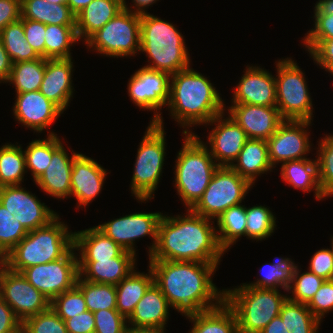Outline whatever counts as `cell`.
I'll return each mask as SVG.
<instances>
[{
  "mask_svg": "<svg viewBox=\"0 0 333 333\" xmlns=\"http://www.w3.org/2000/svg\"><path fill=\"white\" fill-rule=\"evenodd\" d=\"M218 265L220 263L149 260L154 283L170 307L182 316L215 308L224 301L225 290L218 289L212 280Z\"/></svg>",
  "mask_w": 333,
  "mask_h": 333,
  "instance_id": "obj_1",
  "label": "cell"
},
{
  "mask_svg": "<svg viewBox=\"0 0 333 333\" xmlns=\"http://www.w3.org/2000/svg\"><path fill=\"white\" fill-rule=\"evenodd\" d=\"M186 212L176 216L162 215L157 243L148 259L220 263L225 251L218 242L215 220L190 209Z\"/></svg>",
  "mask_w": 333,
  "mask_h": 333,
  "instance_id": "obj_2",
  "label": "cell"
},
{
  "mask_svg": "<svg viewBox=\"0 0 333 333\" xmlns=\"http://www.w3.org/2000/svg\"><path fill=\"white\" fill-rule=\"evenodd\" d=\"M220 95L208 77L192 67L171 75L167 107L174 121L185 128L183 136L195 134L190 128L205 125L225 111Z\"/></svg>",
  "mask_w": 333,
  "mask_h": 333,
  "instance_id": "obj_3",
  "label": "cell"
},
{
  "mask_svg": "<svg viewBox=\"0 0 333 333\" xmlns=\"http://www.w3.org/2000/svg\"><path fill=\"white\" fill-rule=\"evenodd\" d=\"M140 52L149 62L144 68L170 75L191 65L183 34L171 22L149 12L140 15Z\"/></svg>",
  "mask_w": 333,
  "mask_h": 333,
  "instance_id": "obj_4",
  "label": "cell"
},
{
  "mask_svg": "<svg viewBox=\"0 0 333 333\" xmlns=\"http://www.w3.org/2000/svg\"><path fill=\"white\" fill-rule=\"evenodd\" d=\"M58 215L46 226L28 234L2 259L9 269L22 272L27 267L62 258L74 246V232Z\"/></svg>",
  "mask_w": 333,
  "mask_h": 333,
  "instance_id": "obj_5",
  "label": "cell"
},
{
  "mask_svg": "<svg viewBox=\"0 0 333 333\" xmlns=\"http://www.w3.org/2000/svg\"><path fill=\"white\" fill-rule=\"evenodd\" d=\"M182 148L175 159L174 187L187 209L202 197L219 167L197 134H184Z\"/></svg>",
  "mask_w": 333,
  "mask_h": 333,
  "instance_id": "obj_6",
  "label": "cell"
},
{
  "mask_svg": "<svg viewBox=\"0 0 333 333\" xmlns=\"http://www.w3.org/2000/svg\"><path fill=\"white\" fill-rule=\"evenodd\" d=\"M225 290V302L233 309L239 333H260L268 323L280 314L281 306L288 298L278 289L245 286Z\"/></svg>",
  "mask_w": 333,
  "mask_h": 333,
  "instance_id": "obj_7",
  "label": "cell"
},
{
  "mask_svg": "<svg viewBox=\"0 0 333 333\" xmlns=\"http://www.w3.org/2000/svg\"><path fill=\"white\" fill-rule=\"evenodd\" d=\"M146 129L138 145L130 184L131 194L141 203L155 198L167 147L164 127L150 123Z\"/></svg>",
  "mask_w": 333,
  "mask_h": 333,
  "instance_id": "obj_8",
  "label": "cell"
},
{
  "mask_svg": "<svg viewBox=\"0 0 333 333\" xmlns=\"http://www.w3.org/2000/svg\"><path fill=\"white\" fill-rule=\"evenodd\" d=\"M276 64V107L284 120L313 122V104L305 73L292 58L278 59Z\"/></svg>",
  "mask_w": 333,
  "mask_h": 333,
  "instance_id": "obj_9",
  "label": "cell"
},
{
  "mask_svg": "<svg viewBox=\"0 0 333 333\" xmlns=\"http://www.w3.org/2000/svg\"><path fill=\"white\" fill-rule=\"evenodd\" d=\"M84 44L107 57L136 56L140 53V14L123 8Z\"/></svg>",
  "mask_w": 333,
  "mask_h": 333,
  "instance_id": "obj_10",
  "label": "cell"
},
{
  "mask_svg": "<svg viewBox=\"0 0 333 333\" xmlns=\"http://www.w3.org/2000/svg\"><path fill=\"white\" fill-rule=\"evenodd\" d=\"M254 187L228 166H219L202 197L190 209L193 213L215 220L231 206L241 204Z\"/></svg>",
  "mask_w": 333,
  "mask_h": 333,
  "instance_id": "obj_11",
  "label": "cell"
},
{
  "mask_svg": "<svg viewBox=\"0 0 333 333\" xmlns=\"http://www.w3.org/2000/svg\"><path fill=\"white\" fill-rule=\"evenodd\" d=\"M171 75L163 71L140 68L134 72L127 84V92L131 101L140 109L154 111L149 123L164 127L162 107L167 106L170 99Z\"/></svg>",
  "mask_w": 333,
  "mask_h": 333,
  "instance_id": "obj_12",
  "label": "cell"
},
{
  "mask_svg": "<svg viewBox=\"0 0 333 333\" xmlns=\"http://www.w3.org/2000/svg\"><path fill=\"white\" fill-rule=\"evenodd\" d=\"M74 246L60 259L27 267L21 273L50 301L76 285L79 276Z\"/></svg>",
  "mask_w": 333,
  "mask_h": 333,
  "instance_id": "obj_13",
  "label": "cell"
},
{
  "mask_svg": "<svg viewBox=\"0 0 333 333\" xmlns=\"http://www.w3.org/2000/svg\"><path fill=\"white\" fill-rule=\"evenodd\" d=\"M0 298L23 323L27 318L46 311L51 301L37 290L21 272L6 267L0 260Z\"/></svg>",
  "mask_w": 333,
  "mask_h": 333,
  "instance_id": "obj_14",
  "label": "cell"
},
{
  "mask_svg": "<svg viewBox=\"0 0 333 333\" xmlns=\"http://www.w3.org/2000/svg\"><path fill=\"white\" fill-rule=\"evenodd\" d=\"M162 215L161 212L130 213L96 227L123 249L135 255L137 254L134 247L135 240L145 236L151 237L153 242L148 247V256H150L157 243L158 224Z\"/></svg>",
  "mask_w": 333,
  "mask_h": 333,
  "instance_id": "obj_15",
  "label": "cell"
},
{
  "mask_svg": "<svg viewBox=\"0 0 333 333\" xmlns=\"http://www.w3.org/2000/svg\"><path fill=\"white\" fill-rule=\"evenodd\" d=\"M308 120H284L276 132L267 140L269 159L274 167L278 163L305 159L310 154L311 141Z\"/></svg>",
  "mask_w": 333,
  "mask_h": 333,
  "instance_id": "obj_16",
  "label": "cell"
},
{
  "mask_svg": "<svg viewBox=\"0 0 333 333\" xmlns=\"http://www.w3.org/2000/svg\"><path fill=\"white\" fill-rule=\"evenodd\" d=\"M0 203L27 231L46 226L59 215L21 185L0 187Z\"/></svg>",
  "mask_w": 333,
  "mask_h": 333,
  "instance_id": "obj_17",
  "label": "cell"
},
{
  "mask_svg": "<svg viewBox=\"0 0 333 333\" xmlns=\"http://www.w3.org/2000/svg\"><path fill=\"white\" fill-rule=\"evenodd\" d=\"M228 115L227 117H225ZM215 126L208 133L206 145L218 166L230 167L248 140L245 131L229 115L223 112L204 126ZM209 144V146H208Z\"/></svg>",
  "mask_w": 333,
  "mask_h": 333,
  "instance_id": "obj_18",
  "label": "cell"
},
{
  "mask_svg": "<svg viewBox=\"0 0 333 333\" xmlns=\"http://www.w3.org/2000/svg\"><path fill=\"white\" fill-rule=\"evenodd\" d=\"M15 97L12 106L15 120L36 133H42L46 128L48 130L63 114V111L39 90L16 93Z\"/></svg>",
  "mask_w": 333,
  "mask_h": 333,
  "instance_id": "obj_19",
  "label": "cell"
},
{
  "mask_svg": "<svg viewBox=\"0 0 333 333\" xmlns=\"http://www.w3.org/2000/svg\"><path fill=\"white\" fill-rule=\"evenodd\" d=\"M244 74L233 88L231 104L276 106L275 75L260 66H246Z\"/></svg>",
  "mask_w": 333,
  "mask_h": 333,
  "instance_id": "obj_20",
  "label": "cell"
},
{
  "mask_svg": "<svg viewBox=\"0 0 333 333\" xmlns=\"http://www.w3.org/2000/svg\"><path fill=\"white\" fill-rule=\"evenodd\" d=\"M225 112L245 131L248 139L268 140L284 121L276 106L231 104Z\"/></svg>",
  "mask_w": 333,
  "mask_h": 333,
  "instance_id": "obj_21",
  "label": "cell"
},
{
  "mask_svg": "<svg viewBox=\"0 0 333 333\" xmlns=\"http://www.w3.org/2000/svg\"><path fill=\"white\" fill-rule=\"evenodd\" d=\"M107 170L97 161L82 153L73 160L70 197H75L77 207L88 206L99 195L106 180Z\"/></svg>",
  "mask_w": 333,
  "mask_h": 333,
  "instance_id": "obj_22",
  "label": "cell"
},
{
  "mask_svg": "<svg viewBox=\"0 0 333 333\" xmlns=\"http://www.w3.org/2000/svg\"><path fill=\"white\" fill-rule=\"evenodd\" d=\"M72 58L46 59L45 72L39 91L63 112L66 111L74 94Z\"/></svg>",
  "mask_w": 333,
  "mask_h": 333,
  "instance_id": "obj_23",
  "label": "cell"
},
{
  "mask_svg": "<svg viewBox=\"0 0 333 333\" xmlns=\"http://www.w3.org/2000/svg\"><path fill=\"white\" fill-rule=\"evenodd\" d=\"M136 257L125 250L109 260H78L79 277L93 283L117 285L136 268Z\"/></svg>",
  "mask_w": 333,
  "mask_h": 333,
  "instance_id": "obj_24",
  "label": "cell"
},
{
  "mask_svg": "<svg viewBox=\"0 0 333 333\" xmlns=\"http://www.w3.org/2000/svg\"><path fill=\"white\" fill-rule=\"evenodd\" d=\"M69 156L64 143L53 153L49 166L43 174L34 182L46 194L56 199L70 198L71 172L74 158L79 154L71 150Z\"/></svg>",
  "mask_w": 333,
  "mask_h": 333,
  "instance_id": "obj_25",
  "label": "cell"
},
{
  "mask_svg": "<svg viewBox=\"0 0 333 333\" xmlns=\"http://www.w3.org/2000/svg\"><path fill=\"white\" fill-rule=\"evenodd\" d=\"M170 305L160 288L153 283L127 319L128 327L166 329ZM131 325V326H130Z\"/></svg>",
  "mask_w": 333,
  "mask_h": 333,
  "instance_id": "obj_26",
  "label": "cell"
},
{
  "mask_svg": "<svg viewBox=\"0 0 333 333\" xmlns=\"http://www.w3.org/2000/svg\"><path fill=\"white\" fill-rule=\"evenodd\" d=\"M230 167L252 186L255 185L258 176L274 169L269 159L267 140L248 139Z\"/></svg>",
  "mask_w": 333,
  "mask_h": 333,
  "instance_id": "obj_27",
  "label": "cell"
},
{
  "mask_svg": "<svg viewBox=\"0 0 333 333\" xmlns=\"http://www.w3.org/2000/svg\"><path fill=\"white\" fill-rule=\"evenodd\" d=\"M74 248L79 253L78 260H109L119 257L125 251L96 226L75 231Z\"/></svg>",
  "mask_w": 333,
  "mask_h": 333,
  "instance_id": "obj_28",
  "label": "cell"
},
{
  "mask_svg": "<svg viewBox=\"0 0 333 333\" xmlns=\"http://www.w3.org/2000/svg\"><path fill=\"white\" fill-rule=\"evenodd\" d=\"M123 9V0H93L76 15V34L83 43Z\"/></svg>",
  "mask_w": 333,
  "mask_h": 333,
  "instance_id": "obj_29",
  "label": "cell"
},
{
  "mask_svg": "<svg viewBox=\"0 0 333 333\" xmlns=\"http://www.w3.org/2000/svg\"><path fill=\"white\" fill-rule=\"evenodd\" d=\"M280 175L283 181L294 189L302 190L304 193L314 191V197L319 200L326 199L318 179L317 159H297L281 164Z\"/></svg>",
  "mask_w": 333,
  "mask_h": 333,
  "instance_id": "obj_30",
  "label": "cell"
},
{
  "mask_svg": "<svg viewBox=\"0 0 333 333\" xmlns=\"http://www.w3.org/2000/svg\"><path fill=\"white\" fill-rule=\"evenodd\" d=\"M185 317L193 323L189 333H239L236 315L225 300L215 308Z\"/></svg>",
  "mask_w": 333,
  "mask_h": 333,
  "instance_id": "obj_31",
  "label": "cell"
},
{
  "mask_svg": "<svg viewBox=\"0 0 333 333\" xmlns=\"http://www.w3.org/2000/svg\"><path fill=\"white\" fill-rule=\"evenodd\" d=\"M148 274L137 272L135 268L125 279L116 285V306L126 319L130 317L135 306L154 283L152 269L148 266Z\"/></svg>",
  "mask_w": 333,
  "mask_h": 333,
  "instance_id": "obj_32",
  "label": "cell"
},
{
  "mask_svg": "<svg viewBox=\"0 0 333 333\" xmlns=\"http://www.w3.org/2000/svg\"><path fill=\"white\" fill-rule=\"evenodd\" d=\"M21 18L45 25H76V15L68 5L45 0H21Z\"/></svg>",
  "mask_w": 333,
  "mask_h": 333,
  "instance_id": "obj_33",
  "label": "cell"
},
{
  "mask_svg": "<svg viewBox=\"0 0 333 333\" xmlns=\"http://www.w3.org/2000/svg\"><path fill=\"white\" fill-rule=\"evenodd\" d=\"M215 221L218 242L225 252L236 244L239 238L246 236V207L242 203L231 206Z\"/></svg>",
  "mask_w": 333,
  "mask_h": 333,
  "instance_id": "obj_34",
  "label": "cell"
},
{
  "mask_svg": "<svg viewBox=\"0 0 333 333\" xmlns=\"http://www.w3.org/2000/svg\"><path fill=\"white\" fill-rule=\"evenodd\" d=\"M47 138L32 140L24 150L27 172L30 170L35 182L49 166L52 153L62 144L55 132L47 133Z\"/></svg>",
  "mask_w": 333,
  "mask_h": 333,
  "instance_id": "obj_35",
  "label": "cell"
},
{
  "mask_svg": "<svg viewBox=\"0 0 333 333\" xmlns=\"http://www.w3.org/2000/svg\"><path fill=\"white\" fill-rule=\"evenodd\" d=\"M27 173L24 150L18 143L0 147V187L21 185Z\"/></svg>",
  "mask_w": 333,
  "mask_h": 333,
  "instance_id": "obj_36",
  "label": "cell"
},
{
  "mask_svg": "<svg viewBox=\"0 0 333 333\" xmlns=\"http://www.w3.org/2000/svg\"><path fill=\"white\" fill-rule=\"evenodd\" d=\"M45 64L46 59L43 57L14 63L9 79L5 83L12 84L16 93L37 91L43 80Z\"/></svg>",
  "mask_w": 333,
  "mask_h": 333,
  "instance_id": "obj_37",
  "label": "cell"
},
{
  "mask_svg": "<svg viewBox=\"0 0 333 333\" xmlns=\"http://www.w3.org/2000/svg\"><path fill=\"white\" fill-rule=\"evenodd\" d=\"M273 263H266L259 269L260 278L251 283H243L245 286H253L258 288H269L284 290L291 284L292 271L295 266L291 258L276 257Z\"/></svg>",
  "mask_w": 333,
  "mask_h": 333,
  "instance_id": "obj_38",
  "label": "cell"
},
{
  "mask_svg": "<svg viewBox=\"0 0 333 333\" xmlns=\"http://www.w3.org/2000/svg\"><path fill=\"white\" fill-rule=\"evenodd\" d=\"M76 25H46L45 59H68L71 46L78 43Z\"/></svg>",
  "mask_w": 333,
  "mask_h": 333,
  "instance_id": "obj_39",
  "label": "cell"
},
{
  "mask_svg": "<svg viewBox=\"0 0 333 333\" xmlns=\"http://www.w3.org/2000/svg\"><path fill=\"white\" fill-rule=\"evenodd\" d=\"M0 37L12 64L40 58L25 39L23 18L11 22L3 28Z\"/></svg>",
  "mask_w": 333,
  "mask_h": 333,
  "instance_id": "obj_40",
  "label": "cell"
},
{
  "mask_svg": "<svg viewBox=\"0 0 333 333\" xmlns=\"http://www.w3.org/2000/svg\"><path fill=\"white\" fill-rule=\"evenodd\" d=\"M279 315L290 333H318L322 323L311 313L307 304L288 298L282 304Z\"/></svg>",
  "mask_w": 333,
  "mask_h": 333,
  "instance_id": "obj_41",
  "label": "cell"
},
{
  "mask_svg": "<svg viewBox=\"0 0 333 333\" xmlns=\"http://www.w3.org/2000/svg\"><path fill=\"white\" fill-rule=\"evenodd\" d=\"M76 286L82 291L87 309L92 313L101 309H117L116 285L93 283L78 276Z\"/></svg>",
  "mask_w": 333,
  "mask_h": 333,
  "instance_id": "obj_42",
  "label": "cell"
},
{
  "mask_svg": "<svg viewBox=\"0 0 333 333\" xmlns=\"http://www.w3.org/2000/svg\"><path fill=\"white\" fill-rule=\"evenodd\" d=\"M265 205L246 207V238L262 241L272 236L276 228V217Z\"/></svg>",
  "mask_w": 333,
  "mask_h": 333,
  "instance_id": "obj_43",
  "label": "cell"
},
{
  "mask_svg": "<svg viewBox=\"0 0 333 333\" xmlns=\"http://www.w3.org/2000/svg\"><path fill=\"white\" fill-rule=\"evenodd\" d=\"M299 266L295 264L292 271L291 284L287 289L288 299L294 302L308 304L318 291L324 279L315 273L304 271L301 273ZM292 293V295H290Z\"/></svg>",
  "mask_w": 333,
  "mask_h": 333,
  "instance_id": "obj_44",
  "label": "cell"
},
{
  "mask_svg": "<svg viewBox=\"0 0 333 333\" xmlns=\"http://www.w3.org/2000/svg\"><path fill=\"white\" fill-rule=\"evenodd\" d=\"M317 150L319 185L326 197H333V134L319 139Z\"/></svg>",
  "mask_w": 333,
  "mask_h": 333,
  "instance_id": "obj_45",
  "label": "cell"
},
{
  "mask_svg": "<svg viewBox=\"0 0 333 333\" xmlns=\"http://www.w3.org/2000/svg\"><path fill=\"white\" fill-rule=\"evenodd\" d=\"M27 234L25 227L0 203V260Z\"/></svg>",
  "mask_w": 333,
  "mask_h": 333,
  "instance_id": "obj_46",
  "label": "cell"
},
{
  "mask_svg": "<svg viewBox=\"0 0 333 333\" xmlns=\"http://www.w3.org/2000/svg\"><path fill=\"white\" fill-rule=\"evenodd\" d=\"M314 28L307 31L302 40H326L333 38V6L327 0H318L314 6Z\"/></svg>",
  "mask_w": 333,
  "mask_h": 333,
  "instance_id": "obj_47",
  "label": "cell"
},
{
  "mask_svg": "<svg viewBox=\"0 0 333 333\" xmlns=\"http://www.w3.org/2000/svg\"><path fill=\"white\" fill-rule=\"evenodd\" d=\"M23 333H68L65 321L61 319L51 306L22 323Z\"/></svg>",
  "mask_w": 333,
  "mask_h": 333,
  "instance_id": "obj_48",
  "label": "cell"
},
{
  "mask_svg": "<svg viewBox=\"0 0 333 333\" xmlns=\"http://www.w3.org/2000/svg\"><path fill=\"white\" fill-rule=\"evenodd\" d=\"M50 306L64 321L88 310L83 293L76 285L56 296Z\"/></svg>",
  "mask_w": 333,
  "mask_h": 333,
  "instance_id": "obj_49",
  "label": "cell"
},
{
  "mask_svg": "<svg viewBox=\"0 0 333 333\" xmlns=\"http://www.w3.org/2000/svg\"><path fill=\"white\" fill-rule=\"evenodd\" d=\"M94 333H127V319L117 309H101L93 313Z\"/></svg>",
  "mask_w": 333,
  "mask_h": 333,
  "instance_id": "obj_50",
  "label": "cell"
},
{
  "mask_svg": "<svg viewBox=\"0 0 333 333\" xmlns=\"http://www.w3.org/2000/svg\"><path fill=\"white\" fill-rule=\"evenodd\" d=\"M314 63L330 74L333 72V38L326 40H303Z\"/></svg>",
  "mask_w": 333,
  "mask_h": 333,
  "instance_id": "obj_51",
  "label": "cell"
},
{
  "mask_svg": "<svg viewBox=\"0 0 333 333\" xmlns=\"http://www.w3.org/2000/svg\"><path fill=\"white\" fill-rule=\"evenodd\" d=\"M307 307L321 322L324 316L333 310V282L324 280Z\"/></svg>",
  "mask_w": 333,
  "mask_h": 333,
  "instance_id": "obj_52",
  "label": "cell"
},
{
  "mask_svg": "<svg viewBox=\"0 0 333 333\" xmlns=\"http://www.w3.org/2000/svg\"><path fill=\"white\" fill-rule=\"evenodd\" d=\"M331 249L322 248L317 250L311 257L308 269L324 280H329L333 269V236L331 235Z\"/></svg>",
  "mask_w": 333,
  "mask_h": 333,
  "instance_id": "obj_53",
  "label": "cell"
},
{
  "mask_svg": "<svg viewBox=\"0 0 333 333\" xmlns=\"http://www.w3.org/2000/svg\"><path fill=\"white\" fill-rule=\"evenodd\" d=\"M23 27L26 41L40 57L45 58L46 25L41 22L23 18Z\"/></svg>",
  "mask_w": 333,
  "mask_h": 333,
  "instance_id": "obj_54",
  "label": "cell"
},
{
  "mask_svg": "<svg viewBox=\"0 0 333 333\" xmlns=\"http://www.w3.org/2000/svg\"><path fill=\"white\" fill-rule=\"evenodd\" d=\"M68 333H94L95 319L94 314L87 310L65 320Z\"/></svg>",
  "mask_w": 333,
  "mask_h": 333,
  "instance_id": "obj_55",
  "label": "cell"
},
{
  "mask_svg": "<svg viewBox=\"0 0 333 333\" xmlns=\"http://www.w3.org/2000/svg\"><path fill=\"white\" fill-rule=\"evenodd\" d=\"M22 322L12 308L0 298V333H20Z\"/></svg>",
  "mask_w": 333,
  "mask_h": 333,
  "instance_id": "obj_56",
  "label": "cell"
},
{
  "mask_svg": "<svg viewBox=\"0 0 333 333\" xmlns=\"http://www.w3.org/2000/svg\"><path fill=\"white\" fill-rule=\"evenodd\" d=\"M21 18V0H0V32Z\"/></svg>",
  "mask_w": 333,
  "mask_h": 333,
  "instance_id": "obj_57",
  "label": "cell"
},
{
  "mask_svg": "<svg viewBox=\"0 0 333 333\" xmlns=\"http://www.w3.org/2000/svg\"><path fill=\"white\" fill-rule=\"evenodd\" d=\"M12 61L10 60L0 37V84L5 83L11 74Z\"/></svg>",
  "mask_w": 333,
  "mask_h": 333,
  "instance_id": "obj_58",
  "label": "cell"
},
{
  "mask_svg": "<svg viewBox=\"0 0 333 333\" xmlns=\"http://www.w3.org/2000/svg\"><path fill=\"white\" fill-rule=\"evenodd\" d=\"M159 0H132V6L129 8L127 5L126 0H123V8L132 11L133 13H137V14H145L147 13V10L150 7H152L151 5H153L154 3L156 4V2ZM133 8V9H132Z\"/></svg>",
  "mask_w": 333,
  "mask_h": 333,
  "instance_id": "obj_59",
  "label": "cell"
},
{
  "mask_svg": "<svg viewBox=\"0 0 333 333\" xmlns=\"http://www.w3.org/2000/svg\"><path fill=\"white\" fill-rule=\"evenodd\" d=\"M260 333H290L283 323L280 315L272 319Z\"/></svg>",
  "mask_w": 333,
  "mask_h": 333,
  "instance_id": "obj_60",
  "label": "cell"
},
{
  "mask_svg": "<svg viewBox=\"0 0 333 333\" xmlns=\"http://www.w3.org/2000/svg\"><path fill=\"white\" fill-rule=\"evenodd\" d=\"M93 0H68V6L71 11L77 15L82 9H84Z\"/></svg>",
  "mask_w": 333,
  "mask_h": 333,
  "instance_id": "obj_61",
  "label": "cell"
},
{
  "mask_svg": "<svg viewBox=\"0 0 333 333\" xmlns=\"http://www.w3.org/2000/svg\"><path fill=\"white\" fill-rule=\"evenodd\" d=\"M163 328L128 327L127 333H165Z\"/></svg>",
  "mask_w": 333,
  "mask_h": 333,
  "instance_id": "obj_62",
  "label": "cell"
},
{
  "mask_svg": "<svg viewBox=\"0 0 333 333\" xmlns=\"http://www.w3.org/2000/svg\"><path fill=\"white\" fill-rule=\"evenodd\" d=\"M48 3H55V4H68V0H45Z\"/></svg>",
  "mask_w": 333,
  "mask_h": 333,
  "instance_id": "obj_63",
  "label": "cell"
},
{
  "mask_svg": "<svg viewBox=\"0 0 333 333\" xmlns=\"http://www.w3.org/2000/svg\"><path fill=\"white\" fill-rule=\"evenodd\" d=\"M329 280L333 282V269H332L331 275L329 277Z\"/></svg>",
  "mask_w": 333,
  "mask_h": 333,
  "instance_id": "obj_64",
  "label": "cell"
},
{
  "mask_svg": "<svg viewBox=\"0 0 333 333\" xmlns=\"http://www.w3.org/2000/svg\"><path fill=\"white\" fill-rule=\"evenodd\" d=\"M333 6V0H327Z\"/></svg>",
  "mask_w": 333,
  "mask_h": 333,
  "instance_id": "obj_65",
  "label": "cell"
}]
</instances>
